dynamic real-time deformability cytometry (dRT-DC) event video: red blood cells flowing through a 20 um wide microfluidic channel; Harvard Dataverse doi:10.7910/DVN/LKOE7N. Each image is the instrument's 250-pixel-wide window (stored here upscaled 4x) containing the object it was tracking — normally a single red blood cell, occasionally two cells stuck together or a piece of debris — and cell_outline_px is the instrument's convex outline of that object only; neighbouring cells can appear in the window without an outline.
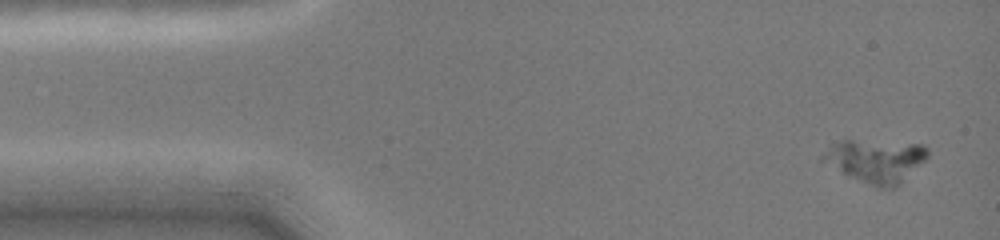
{"species": "common noctule bat (a hibernating species)", "species_latin": "Nyctalus noctula", "temperature_condition": "cold", "stored_images_in_passage": 30, "camera_frame_rate_fps": 3000, "um_per_image_px": 0.085, "animal": {"sex": "female", "body_mass_g": 19.0, "forearm_length_mm": 51.5}, "frame": {"image": 1, "passage_image": 4, "time_ms": 0.667, "image_size_px": [1000, 240], "cell_outline_px": [[928, 156], [896, 188], [880, 188], [868, 184], [820, 160], [820, 156], [832, 144], [844, 140], [852, 140], [924, 144], [928, 148]], "centroid_in_image_um": [74.46, 13.65], "position_along_channel_um": 10.5, "area_um2": 25.78}}
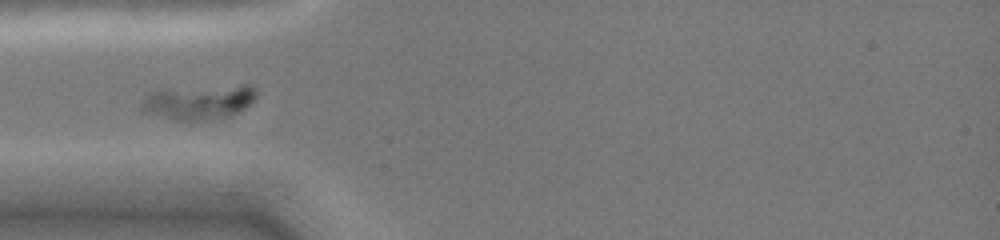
{"frame": {"image": 2, "passage_image": 29, "time_ms": 4.667, "image_size_px": [1000, 240], "cell_outline_px": [[256, 96], [244, 108], [228, 116], [208, 120], [172, 120], [140, 112], [140, 108], [144, 96], [156, 88], [244, 84], [248, 84], [256, 88]], "centroid_in_image_um": [16.8, 8.64], "position_along_channel_um": 68.2, "area_um2": 23.87}}